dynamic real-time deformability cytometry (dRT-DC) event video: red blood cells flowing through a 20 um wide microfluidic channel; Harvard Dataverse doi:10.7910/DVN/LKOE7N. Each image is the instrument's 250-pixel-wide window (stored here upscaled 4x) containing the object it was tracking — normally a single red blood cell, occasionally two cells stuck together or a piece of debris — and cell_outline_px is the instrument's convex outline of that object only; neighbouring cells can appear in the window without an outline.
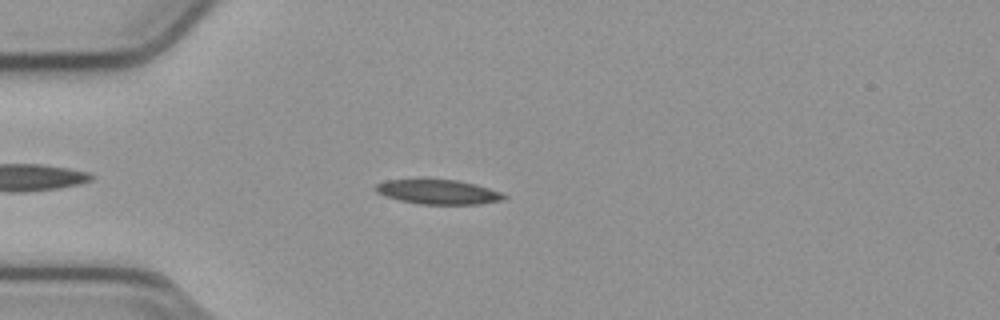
{"species": "common noctule bat (a hibernating species)", "species_latin": "Nyctalus noctula", "temperature_condition": "cold", "stored_images_in_passage": 46, "camera_frame_rate_fps": 3000, "um_per_image_px": 0.085, "animal": {"sex": "male", "body_mass_g": 23.1, "forearm_length_mm": 52.7}, "frame": {"image": 1, "passage_image": 7, "time_ms": 2.0, "image_size_px": [1000, 320], "cell_outline_px": [[508, 196], [504, 200], [480, 204], [420, 204], [400, 200], [384, 196], [376, 192], [372, 188], [376, 184], [384, 180], [456, 180], [476, 184], [500, 192]], "centroid_in_image_um": [37.23, 16.32], "position_along_channel_um": 47.8, "area_um2": 18.32}}
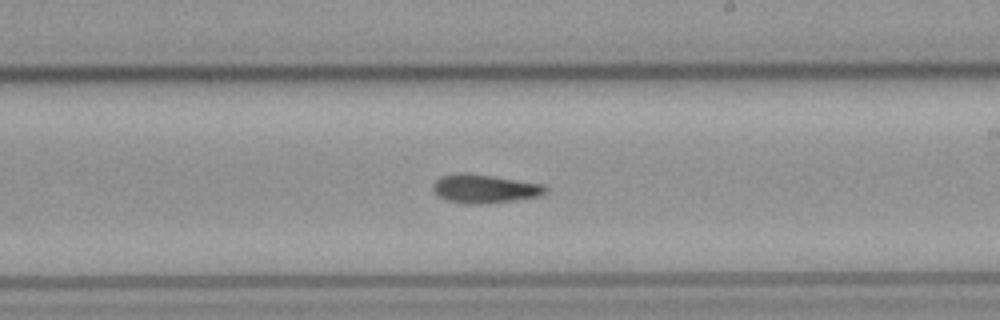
{"frame": {"image": 2, "passage_image": 24, "time_ms": 7.667, "image_size_px": [1000, 320], "cell_outline_px": [[548, 192], [540, 196], [516, 200], [476, 204], [464, 204], [448, 200], [436, 196], [432, 188], [432, 184], [440, 176], [456, 172], [468, 172], [544, 184], [548, 188]], "centroid_in_image_um": [41.17, 16.03], "position_along_channel_um": 247.8, "area_um2": 19.13}}
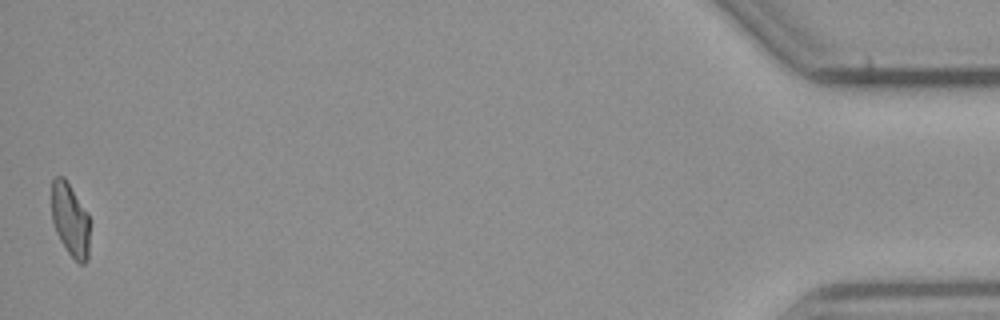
{"frame": {"image": 3, "passage_image": 46, "time_ms": 15.0, "image_size_px": [1000, 320], "cell_outline_px": [[88, 260], [84, 264], [80, 264], [68, 252], [60, 240], [56, 232], [52, 220], [52, 180], [56, 176], [64, 176], [88, 212]], "centroid_in_image_um": [5.96, 18.66], "position_along_channel_um": 429.2, "area_um2": 16.18}, "authors_computed_cell_mechanics": {"area_um2": 18.1781, "velocity_mm_per_s": 3.8074, "shape_relaxation_time_tau1_ms": null, "shape_relaxation_time_tau2_ms": 6.3106, "deformation_change_tau1": null, "deformation_change_tau2": 0.1342}}